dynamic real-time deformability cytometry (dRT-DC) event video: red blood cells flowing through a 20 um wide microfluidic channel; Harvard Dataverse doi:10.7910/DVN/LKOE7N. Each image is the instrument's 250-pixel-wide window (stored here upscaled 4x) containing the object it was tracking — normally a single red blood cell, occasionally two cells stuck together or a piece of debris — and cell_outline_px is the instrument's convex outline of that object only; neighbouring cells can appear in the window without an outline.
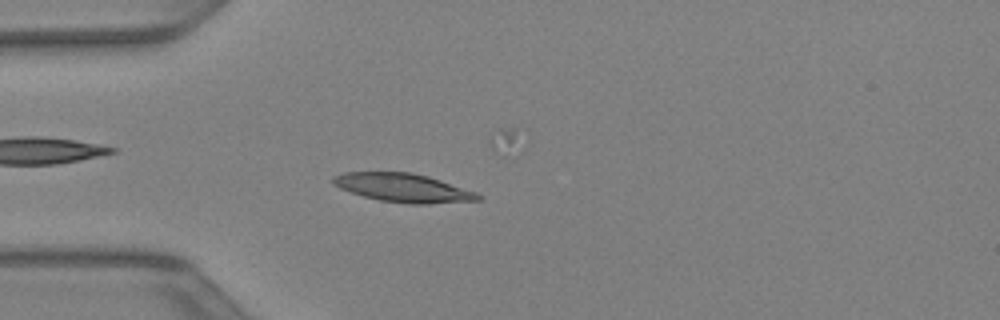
{"species": "Egyptian fruit bat (a non-hibernating species)", "species_latin": "Rousettus aegyptiacus", "temperature_condition": "warm", "stored_images_in_passage": 33, "camera_frame_rate_fps": 3000, "um_per_image_px": 0.085, "animal": {"sex": "female"}, "frame": {"image": 1, "passage_image": 12, "time_ms": 3.667, "image_size_px": [1000, 320], "cell_outline_px": [[480, 200], [428, 204], [408, 204], [380, 200], [364, 196], [340, 188], [332, 184], [332, 176], [344, 172], [412, 172], [428, 176], [476, 192], [480, 196]], "centroid_in_image_um": [34.25, 15.96], "position_along_channel_um": 50.8, "area_um2": 24.04}}
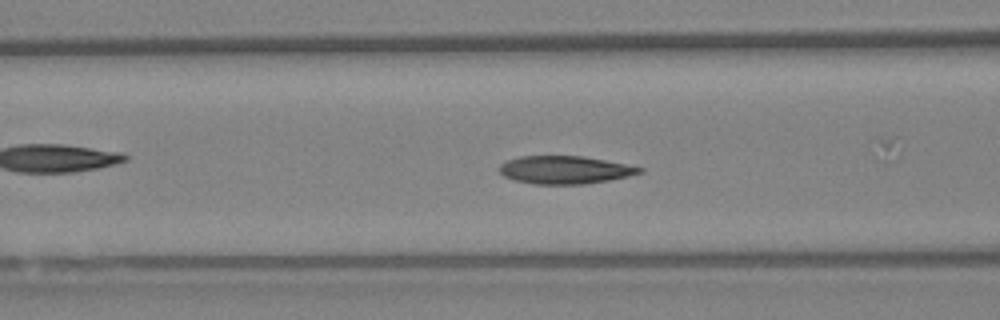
{"frame": {"image": 2, "passage_image": 17, "time_ms": 5.333, "image_size_px": [1000, 320], "cell_outline_px": [[644, 172], [628, 176], [608, 180], [584, 184], [532, 184], [516, 180], [504, 176], [500, 172], [500, 164], [508, 160], [520, 156], [580, 156], [604, 160], [644, 168]], "centroid_in_image_um": [48.01, 14.44], "position_along_channel_um": 118.6, "area_um2": 22.54}}
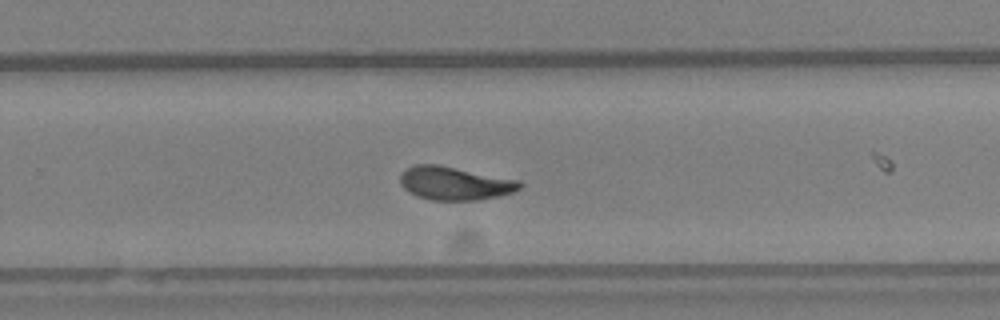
{"frame": {"image": 3, "passage_image": 28, "time_ms": 9.0, "image_size_px": [1000, 320], "cell_outline_px": [[524, 184], [520, 188], [512, 192], [500, 196], [480, 200], [432, 200], [416, 196], [408, 192], [400, 184], [400, 176], [408, 168], [416, 164], [436, 164], [520, 180]], "centroid_in_image_um": [38.67, 15.59], "position_along_channel_um": 291.1, "area_um2": 23.24}}